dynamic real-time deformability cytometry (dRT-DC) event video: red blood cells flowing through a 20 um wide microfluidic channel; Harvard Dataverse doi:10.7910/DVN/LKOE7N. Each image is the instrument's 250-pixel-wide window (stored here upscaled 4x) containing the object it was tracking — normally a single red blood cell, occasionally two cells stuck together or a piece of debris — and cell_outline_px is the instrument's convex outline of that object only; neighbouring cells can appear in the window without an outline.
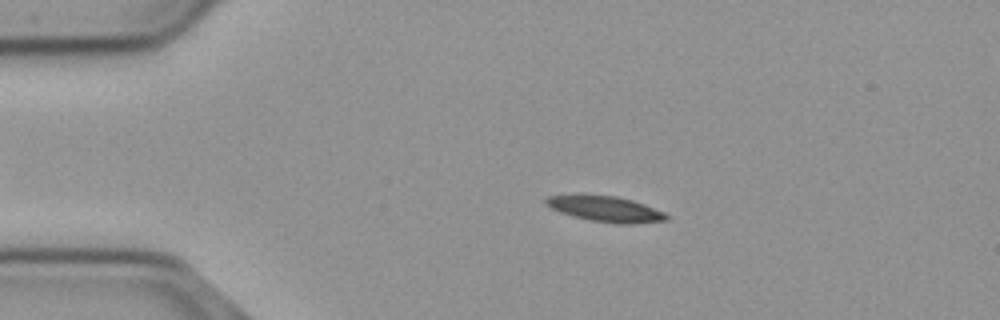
{"species": "common noctule bat (a hibernating species)", "species_latin": "Nyctalus noctula", "temperature_condition": "cold", "stored_images_in_passage": 47, "camera_frame_rate_fps": 3000, "um_per_image_px": 0.085, "animal": {"sex": "male", "body_mass_g": 23.1, "forearm_length_mm": 52.7}, "frame": {"image": 1, "passage_image": 3, "time_ms": 0.667, "image_size_px": [1000, 320], "cell_outline_px": [[668, 220], [632, 224], [616, 224], [592, 220], [572, 216], [560, 212], [544, 204], [544, 200], [548, 196], [580, 192], [616, 196], [632, 200], [644, 204], [664, 212], [668, 216]], "centroid_in_image_um": [51.4, 17.72], "position_along_channel_um": 33.6, "area_um2": 18.55}}
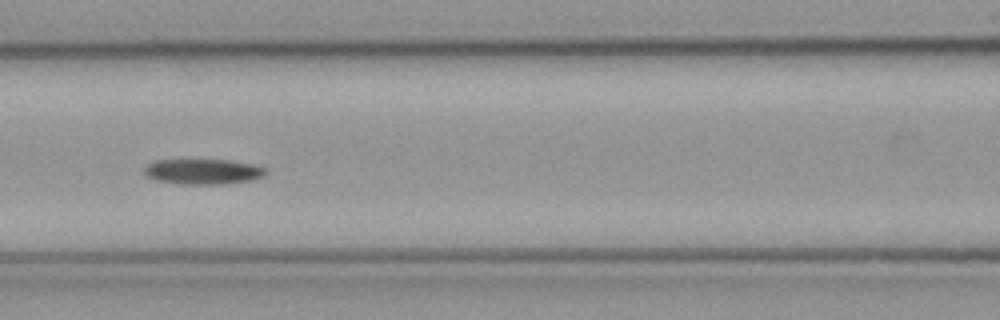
{"frame": {"image": 2, "passage_image": 16, "time_ms": 5.0, "image_size_px": [1000, 320], "cell_outline_px": [[268, 172], [264, 176], [248, 180], [228, 184], [180, 184], [156, 180], [148, 176], [144, 172], [144, 168], [148, 164], [156, 160], [228, 160], [252, 164], [264, 168]], "centroid_in_image_um": [17.26, 14.59], "position_along_channel_um": 149.3, "area_um2": 17.8}}
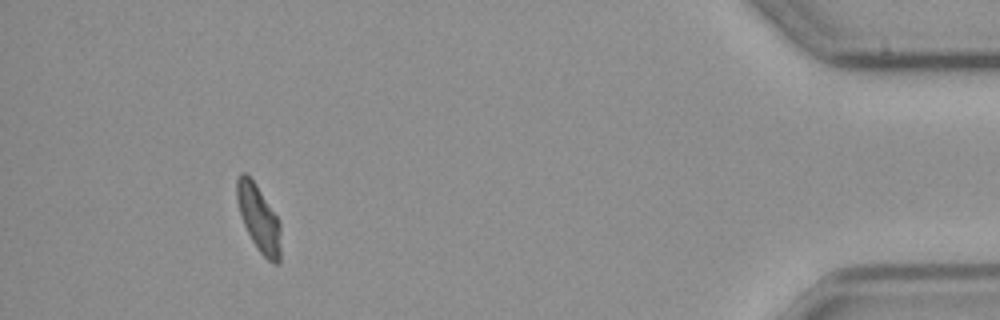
{"frame": {"image": 3, "passage_image": 43, "time_ms": 14.0, "image_size_px": [1000, 320], "cell_outline_px": [[280, 260], [276, 264], [272, 264], [260, 252], [252, 240], [240, 216], [236, 196], [236, 180], [240, 172], [244, 172], [256, 184], [280, 220]], "centroid_in_image_um": [21.99, 18.54], "position_along_channel_um": 413.2, "area_um2": 16.99}}